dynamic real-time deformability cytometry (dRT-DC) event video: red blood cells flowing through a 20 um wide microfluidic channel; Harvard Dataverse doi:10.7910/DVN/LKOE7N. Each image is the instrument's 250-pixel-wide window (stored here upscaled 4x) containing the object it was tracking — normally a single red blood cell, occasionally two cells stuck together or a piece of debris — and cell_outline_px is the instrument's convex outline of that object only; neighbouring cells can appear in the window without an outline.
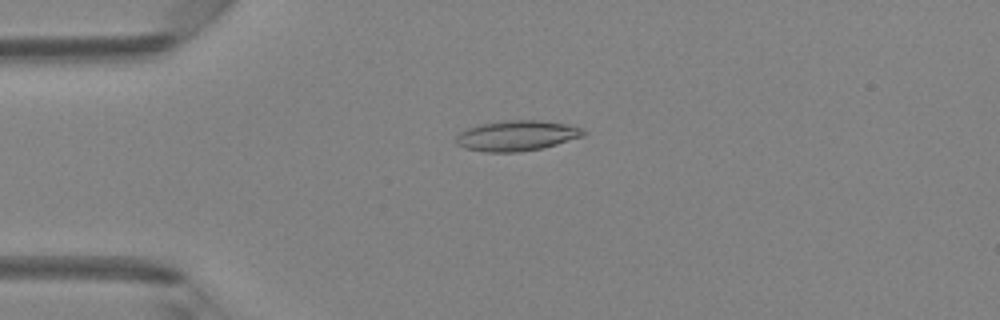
{"species": "Egyptian fruit bat (a non-hibernating species)", "species_latin": "Rousettus aegyptiacus", "temperature_condition": "room temperature", "stored_images_in_passage": 48, "camera_frame_rate_fps": 3000, "um_per_image_px": 0.085, "animal": {"sex": "female"}, "frame": {"image": 1, "passage_image": 12, "time_ms": 3.667, "image_size_px": [1000, 320], "cell_outline_px": [[588, 132], [584, 136], [544, 148], [516, 152], [484, 152], [464, 148], [456, 144], [456, 136], [460, 132], [468, 128], [484, 124], [504, 120], [540, 120], [568, 124], [580, 128]], "centroid_in_image_um": [43.95, 11.54], "position_along_channel_um": 41.1, "area_um2": 22.6}}
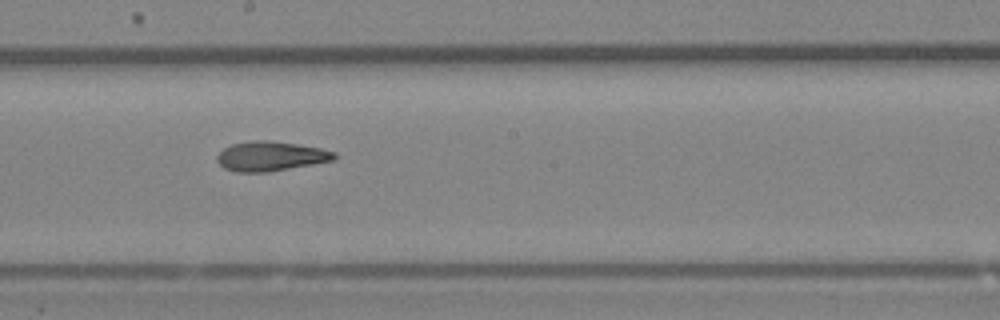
{"frame": {"image": 2, "passage_image": 27, "time_ms": 8.667, "image_size_px": [1000, 320], "cell_outline_px": [[336, 160], [268, 172], [236, 172], [224, 168], [216, 160], [216, 156], [224, 148], [232, 144], [252, 140], [272, 140], [320, 148], [336, 152]], "centroid_in_image_um": [23.01, 13.27], "position_along_channel_um": 225.2, "area_um2": 20.29}}
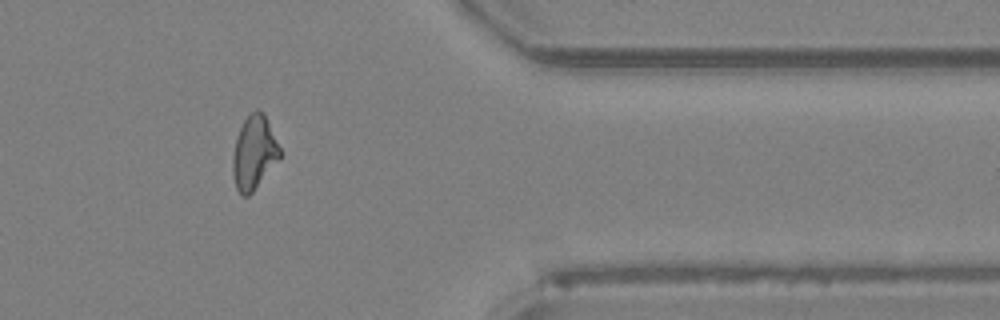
{"frame": {"image": 3, "passage_image": 40, "time_ms": 13.0, "image_size_px": [1000, 320], "cell_outline_px": [[284, 152], [252, 192], [248, 196], [240, 196], [236, 188], [232, 172], [232, 156], [236, 136], [244, 120], [256, 108], [264, 112]], "centroid_in_image_um": [21.61, 12.95], "position_along_channel_um": 389.8, "area_um2": 20.52}, "authors_computed_cell_mechanics": {"area_um2": 20.6057, "velocity_mm_per_s": 4.2161, "shape_relaxation_time_tau1_ms": 3.724, "shape_relaxation_time_tau2_ms": 2.3039, "deformation_change_tau1": 0.1515, "deformation_change_tau2": 0.1124}}